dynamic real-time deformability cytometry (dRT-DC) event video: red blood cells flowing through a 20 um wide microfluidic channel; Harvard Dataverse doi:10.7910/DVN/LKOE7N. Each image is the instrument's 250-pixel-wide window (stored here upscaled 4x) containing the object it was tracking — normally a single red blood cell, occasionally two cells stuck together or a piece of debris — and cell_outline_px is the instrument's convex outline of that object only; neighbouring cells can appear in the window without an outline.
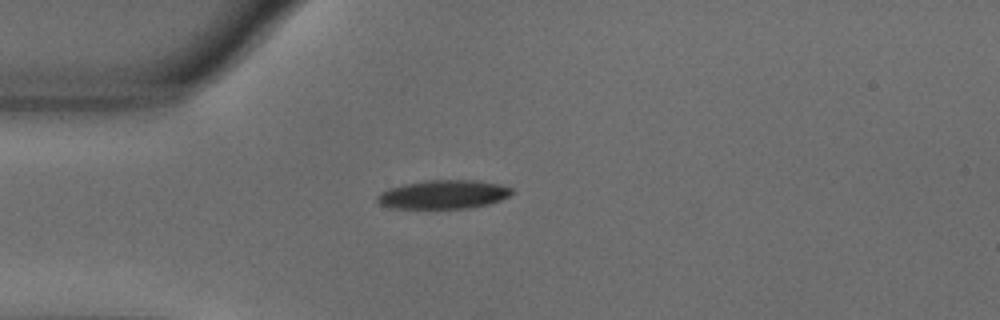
{"species": "common noctule bat (a hibernating species)", "species_latin": "Nyctalus noctula", "temperature_condition": "warm", "stored_images_in_passage": 42, "camera_frame_rate_fps": 3000, "um_per_image_px": 0.085, "animal": {"sex": "male", "body_mass_g": 18.8}, "frame": {"image": 1, "passage_image": 1, "time_ms": 0.0, "image_size_px": [1000, 320], "cell_outline_px": [[516, 192], [500, 200], [488, 204], [468, 208], [392, 208], [380, 204], [376, 200], [376, 196], [380, 192], [388, 188], [404, 184], [424, 180], [476, 180], [500, 184], [512, 188]], "centroid_in_image_um": [37.69, 16.52], "position_along_channel_um": 47.3, "area_um2": 22.66}}
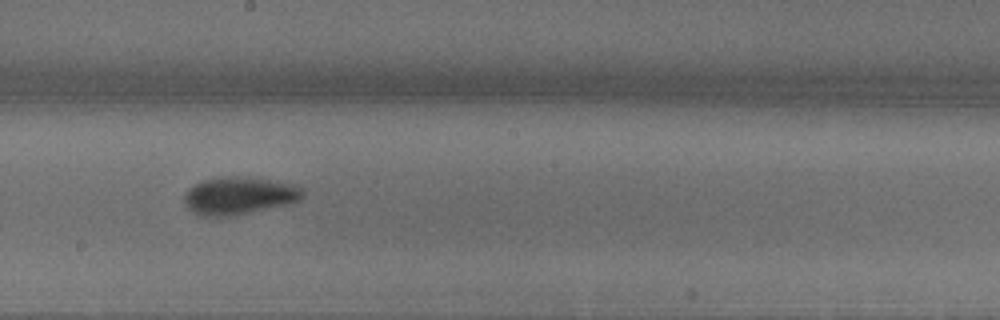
{"frame": {"image": 2, "passage_image": 17, "time_ms": 5.333, "image_size_px": [1000, 320], "cell_outline_px": [[304, 196], [300, 200], [288, 204], [232, 216], [200, 216], [192, 212], [184, 204], [184, 192], [188, 188], [204, 180], [224, 176], [252, 176], [292, 184], [300, 188], [304, 192]], "centroid_in_image_um": [20.3, 16.63], "position_along_channel_um": 227.9, "area_um2": 26.18}}
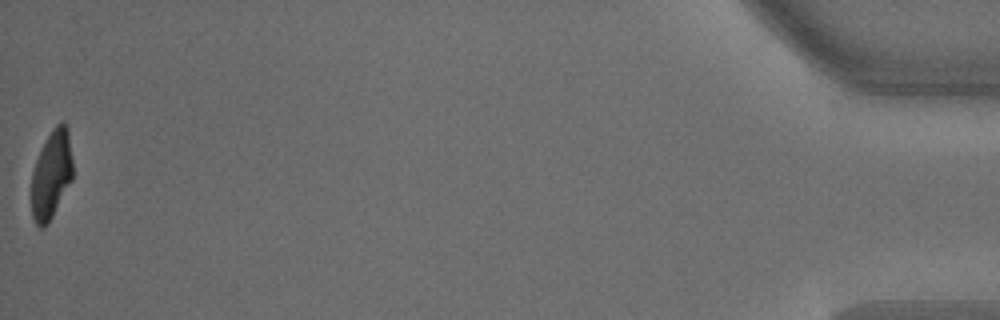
{"frame": {"image": 3, "passage_image": 42, "time_ms": 13.667, "image_size_px": [1000, 320], "cell_outline_px": [[72, 180], [48, 224], [44, 228], [40, 228], [36, 224], [32, 216], [32, 172], [36, 160], [52, 128], [60, 120], [68, 128], [72, 160]], "centroid_in_image_um": [4.37, 14.85], "position_along_channel_um": 430.8, "area_um2": 21.1}, "authors_computed_cell_mechanics": {"area_um2": 23.4668, "velocity_mm_per_s": 3.615, "shape_relaxation_time_tau1_ms": 3.2687, "shape_relaxation_time_tau2_ms": 3.5549, "deformation_change_tau1": 0.1808, "deformation_change_tau2": 0.0719}}